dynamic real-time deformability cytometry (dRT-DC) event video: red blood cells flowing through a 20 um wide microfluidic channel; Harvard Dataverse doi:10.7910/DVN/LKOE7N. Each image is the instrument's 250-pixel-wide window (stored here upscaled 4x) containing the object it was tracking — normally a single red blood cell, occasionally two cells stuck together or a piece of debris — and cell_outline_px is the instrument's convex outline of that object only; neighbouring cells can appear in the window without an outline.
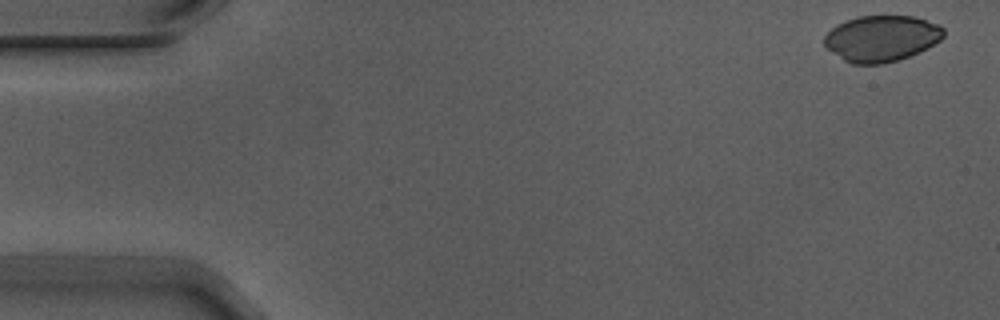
{"species": "Egyptian fruit bat (a non-hibernating species)", "species_latin": "Rousettus aegyptiacus", "temperature_condition": "warm", "stored_images_in_passage": 5, "camera_frame_rate_fps": 3000, "um_per_image_px": 0.085, "animal": {"sex": "male"}, "frame": {"image": 1, "passage_image": 1, "time_ms": 0.0, "image_size_px": [1000, 320], "cell_outline_px": [[944, 36], [940, 40], [928, 48], [908, 56], [896, 60], [880, 64], [852, 64], [844, 60], [828, 48], [824, 44], [824, 36], [836, 24], [844, 20], [856, 16], [916, 16], [940, 24], [944, 28]], "centroid_in_image_um": [74.95, 3.24], "position_along_channel_um": 10.1, "area_um2": 32.14}}